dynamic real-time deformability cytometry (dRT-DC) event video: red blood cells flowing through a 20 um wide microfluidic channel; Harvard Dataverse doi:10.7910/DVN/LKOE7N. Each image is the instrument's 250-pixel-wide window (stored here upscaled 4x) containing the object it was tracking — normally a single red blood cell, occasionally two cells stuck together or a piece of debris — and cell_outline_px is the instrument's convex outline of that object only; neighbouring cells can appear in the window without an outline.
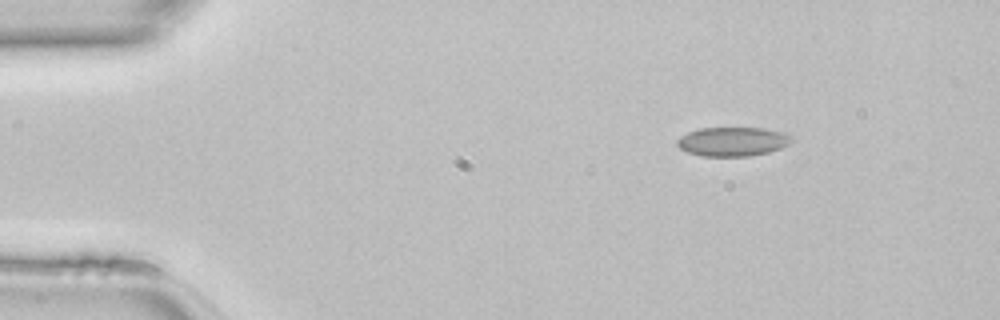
{"species": "common noctule bat (a hibernating species)", "species_latin": "Nyctalus noctula", "temperature_condition": "room temperature", "stored_images_in_passage": 42, "camera_frame_rate_fps": 3000, "um_per_image_px": 0.085, "animal": {"sex": "female", "body_mass_g": 22.7, "forearm_length_mm": 54.2}, "frame": {"image": 1, "passage_image": 1, "time_ms": 0.0, "image_size_px": [1000, 320], "cell_outline_px": [[792, 140], [788, 144], [780, 148], [768, 152], [748, 156], [704, 156], [688, 152], [680, 148], [676, 144], [676, 140], [680, 136], [688, 132], [700, 128], [764, 128], [784, 132], [792, 136]], "centroid_in_image_um": [62.27, 12.02], "position_along_channel_um": 22.7, "area_um2": 19.36}}
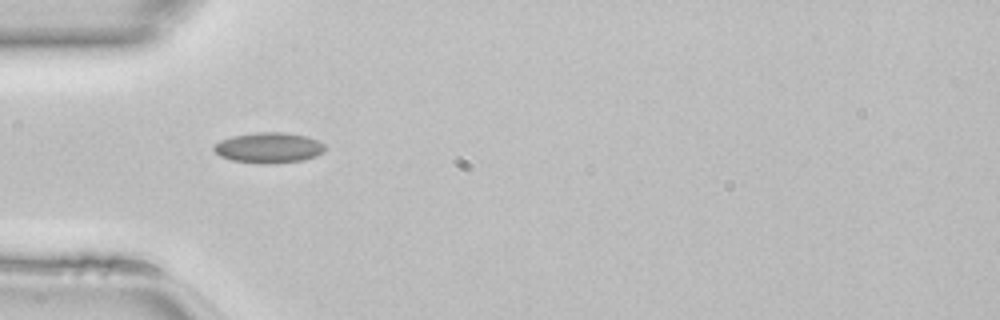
{"frame": {"image": 2, "passage_image": 9, "time_ms": 2.667, "image_size_px": [1000, 320], "cell_outline_px": [[324, 152], [316, 156], [304, 160], [264, 164], [232, 160], [220, 156], [212, 148], [212, 144], [220, 140], [232, 136], [256, 132], [284, 132], [308, 136], [324, 144]], "centroid_in_image_um": [22.82, 12.55], "position_along_channel_um": 62.2, "area_um2": 19.83}}
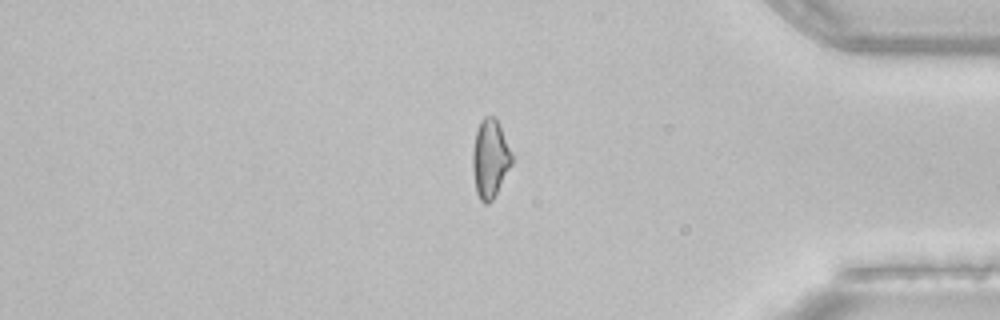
{"frame": {"image": 3, "passage_image": 34, "time_ms": 11.0, "image_size_px": [1000, 320], "cell_outline_px": [[512, 164], [492, 200], [488, 204], [484, 204], [480, 200], [476, 192], [472, 168], [472, 152], [476, 132], [480, 120], [484, 116], [496, 116], [512, 152]], "centroid_in_image_um": [41.65, 13.46], "position_along_channel_um": 393.5, "area_um2": 18.03}}